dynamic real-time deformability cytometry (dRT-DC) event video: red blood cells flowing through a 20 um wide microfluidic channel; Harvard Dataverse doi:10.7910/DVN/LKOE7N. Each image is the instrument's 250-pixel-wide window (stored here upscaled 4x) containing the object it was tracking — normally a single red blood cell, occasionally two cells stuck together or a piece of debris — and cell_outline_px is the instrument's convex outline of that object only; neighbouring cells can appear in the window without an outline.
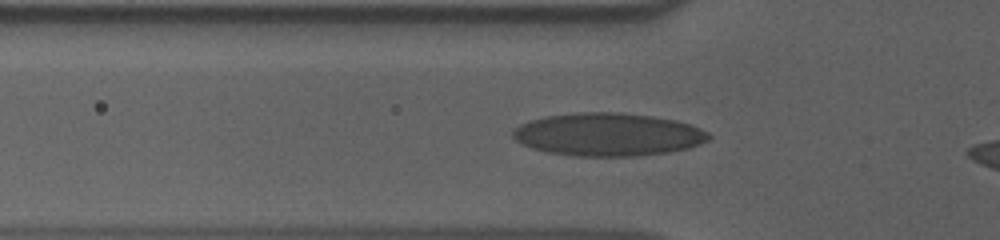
{"species": "human", "species_latin": "Homo sapiens", "temperature_condition": "cold", "stored_images_in_passage": 35, "camera_frame_rate_fps": 3000, "um_per_image_px": 0.085, "donor": {"sex": "male"}, "frame": {"image": 1, "passage_image": 7, "time_ms": 2.0, "image_size_px": [1000, 240], "cell_outline_px": [[712, 136], [708, 140], [700, 144], [688, 148], [668, 152], [640, 156], [572, 156], [548, 152], [532, 148], [516, 140], [512, 136], [512, 128], [528, 120], [544, 116], [576, 112], [620, 112], [652, 116], [676, 120], [700, 128], [708, 132]], "centroid_in_image_um": [51.66, 11.42], "position_along_channel_um": 74.1, "area_um2": 49.36}}
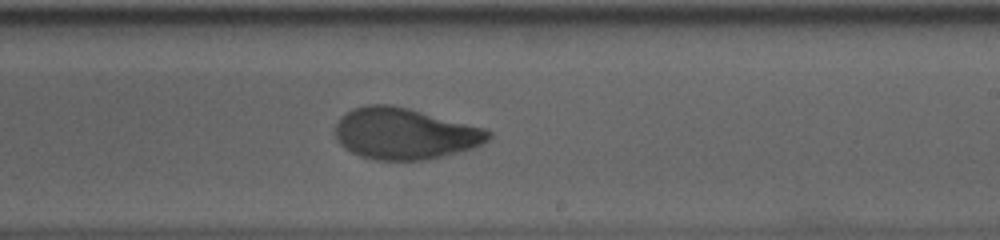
{"frame": {"image": 2, "passage_image": 22, "time_ms": 7.0, "image_size_px": [1000, 240], "cell_outline_px": [[492, 136], [488, 140], [472, 148], [444, 156], [428, 160], [376, 160], [360, 156], [344, 148], [336, 140], [336, 124], [340, 116], [352, 108], [368, 104], [392, 104], [408, 108], [484, 128], [492, 132]], "centroid_in_image_um": [34.37, 11.36], "position_along_channel_um": 254.6, "area_um2": 45.89}}
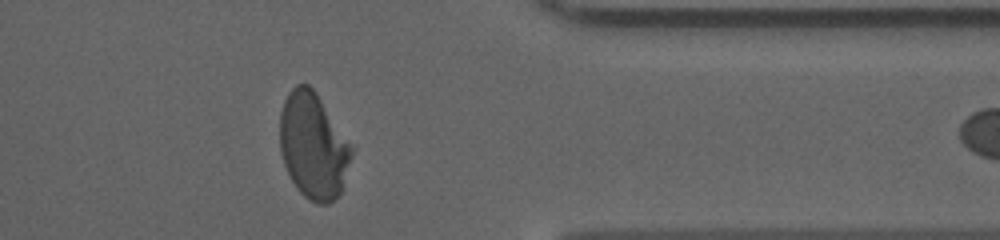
{"frame": {"image": 3, "passage_image": 34, "time_ms": 11.0, "image_size_px": [1000, 240], "cell_outline_px": [[356, 148], [340, 192], [328, 204], [316, 204], [308, 200], [296, 188], [284, 164], [280, 152], [280, 112], [284, 100], [288, 92], [296, 84], [308, 84], [316, 92]], "centroid_in_image_um": [26.65, 12.38], "position_along_channel_um": 384.7, "area_um2": 44.85}}